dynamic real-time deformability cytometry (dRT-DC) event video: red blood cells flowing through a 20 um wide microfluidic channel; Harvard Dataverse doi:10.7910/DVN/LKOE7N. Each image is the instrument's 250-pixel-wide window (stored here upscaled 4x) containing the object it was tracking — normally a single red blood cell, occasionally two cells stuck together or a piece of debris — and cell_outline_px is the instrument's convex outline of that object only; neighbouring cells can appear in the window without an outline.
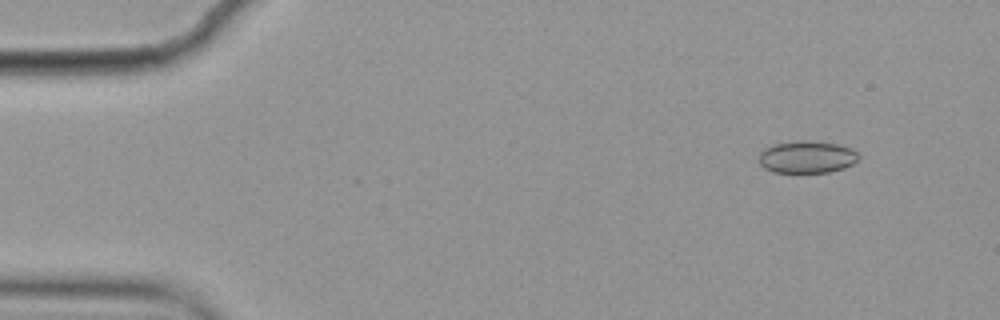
{"species": "common noctule bat (a hibernating species)", "species_latin": "Nyctalus noctula", "temperature_condition": "cold", "stored_images_in_passage": 5, "camera_frame_rate_fps": 3000, "um_per_image_px": 0.085, "animal": {"sex": "female", "body_mass_g": 19.9}, "frame": {"image": 1, "passage_image": 2, "time_ms": 0.333, "image_size_px": [1000, 320], "cell_outline_px": [[860, 156], [852, 164], [844, 168], [828, 172], [772, 172], [764, 168], [760, 164], [760, 152], [764, 148], [776, 144], [804, 140], [836, 144], [852, 148]], "centroid_in_image_um": [68.59, 13.35], "position_along_channel_um": 16.4, "area_um2": 18.5}}
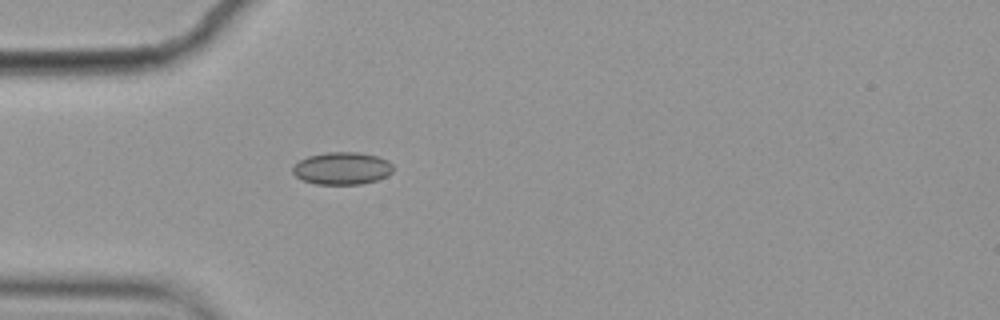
{"frame": {"image": 2, "passage_image": 5, "time_ms": 1.333, "image_size_px": [1000, 320], "cell_outline_px": [[392, 172], [388, 176], [376, 180], [360, 184], [316, 184], [304, 180], [296, 176], [292, 172], [292, 168], [300, 160], [308, 156], [328, 152], [360, 152], [376, 156], [388, 160], [392, 164]], "centroid_in_image_um": [29.09, 14.3], "position_along_channel_um": 55.9, "area_um2": 18.9}}